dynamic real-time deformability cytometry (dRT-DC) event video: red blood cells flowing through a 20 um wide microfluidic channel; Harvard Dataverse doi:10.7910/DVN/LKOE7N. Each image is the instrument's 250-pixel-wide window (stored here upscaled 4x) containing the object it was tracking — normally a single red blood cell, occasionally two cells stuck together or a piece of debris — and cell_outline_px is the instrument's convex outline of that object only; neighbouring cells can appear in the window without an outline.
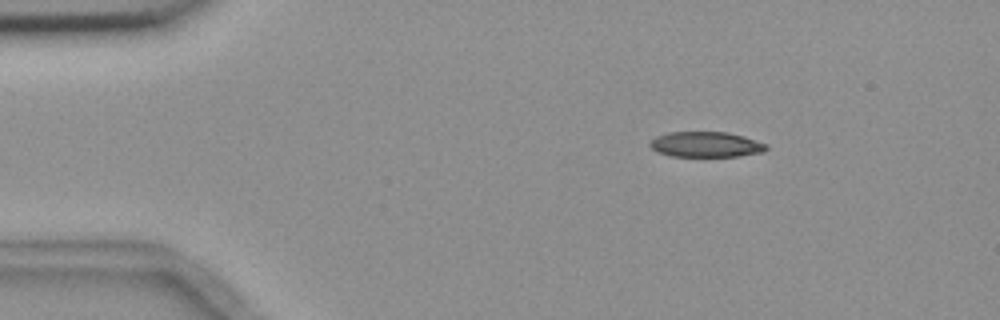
{"species": "common noctule bat (a hibernating species)", "species_latin": "Nyctalus noctula", "temperature_condition": "room temperature", "stored_images_in_passage": 3, "camera_frame_rate_fps": 3000, "um_per_image_px": 0.085, "animal": {"sex": "female", "body_mass_g": 18.4}, "frame": {"image": 1, "passage_image": 1, "time_ms": 0.0, "image_size_px": [1000, 320], "cell_outline_px": [[768, 148], [764, 152], [740, 156], [668, 156], [656, 152], [648, 144], [656, 136], [668, 132], [728, 132], [744, 136], [768, 144]], "centroid_in_image_um": [60.01, 12.28], "position_along_channel_um": 25.0, "area_um2": 17.4}}
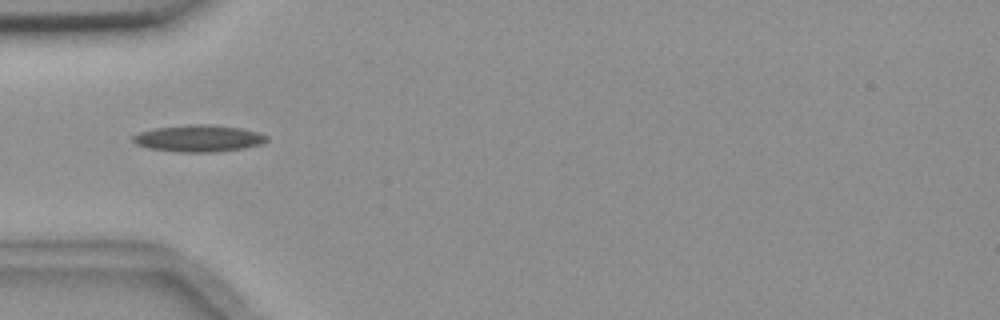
{"frame": {"image": 2, "passage_image": 3, "time_ms": 3.0, "image_size_px": [1000, 320], "cell_outline_px": [[268, 140], [260, 144], [244, 148], [216, 152], [176, 152], [148, 148], [136, 144], [132, 140], [132, 136], [140, 132], [156, 128], [188, 124], [208, 124], [240, 128], [256, 132], [268, 136]], "centroid_in_image_um": [16.86, 11.76], "position_along_channel_um": 68.1, "area_um2": 20.87}}